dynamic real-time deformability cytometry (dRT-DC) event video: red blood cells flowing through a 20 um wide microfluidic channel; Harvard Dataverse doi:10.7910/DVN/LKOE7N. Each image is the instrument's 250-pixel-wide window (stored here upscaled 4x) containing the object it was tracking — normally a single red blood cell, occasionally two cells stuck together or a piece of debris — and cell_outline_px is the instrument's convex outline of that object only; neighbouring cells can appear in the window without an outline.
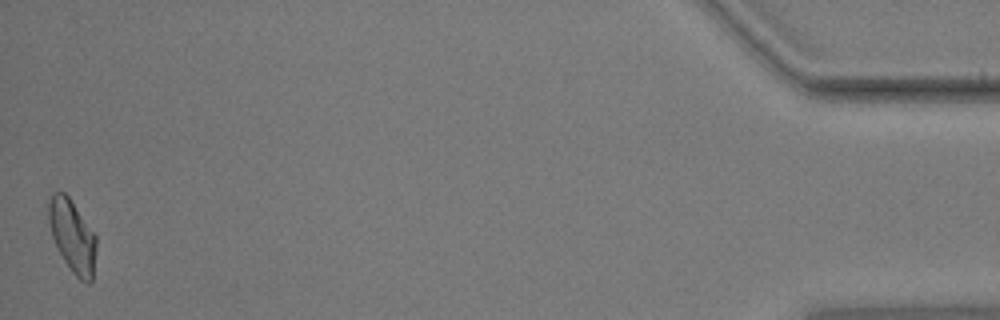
{"species": "common noctule bat (a hibernating species)", "species_latin": "Nyctalus noctula", "temperature_condition": "warm", "stored_images_in_passage": 55, "camera_frame_rate_fps": 3000, "um_per_image_px": 0.085, "animal": {"sex": "male", "body_mass_g": 17.9, "forearm_length_mm": 54.2}, "frame": {"image": 1, "passage_image": 55, "time_ms": 18.0, "image_size_px": [1000, 320], "cell_outline_px": [[96, 248], [92, 280], [88, 284], [80, 280], [72, 272], [56, 248], [52, 236], [48, 220], [48, 200], [52, 192], [64, 192], [68, 196], [96, 236]], "centroid_in_image_um": [6.13, 20.07], "position_along_channel_um": 429.1, "area_um2": 20.06}, "authors_computed_cell_mechanics": {"area_um2": 19.8254, "velocity_mm_per_s": 3.6623, "shape_relaxation_time_tau1_ms": 8.9831, "shape_relaxation_time_tau2_ms": 2.2464, "deformation_change_tau1": 0.2086, "deformation_change_tau2": 0.0903}}